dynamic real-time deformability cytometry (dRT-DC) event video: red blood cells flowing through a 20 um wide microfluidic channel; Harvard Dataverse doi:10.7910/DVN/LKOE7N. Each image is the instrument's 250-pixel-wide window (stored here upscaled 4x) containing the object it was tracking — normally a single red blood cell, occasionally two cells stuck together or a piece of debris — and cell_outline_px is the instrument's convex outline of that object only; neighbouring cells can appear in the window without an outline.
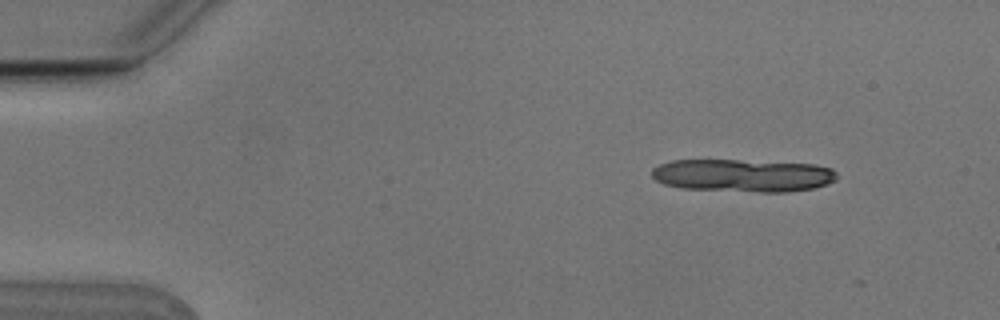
{"species": "Egyptian fruit bat (a non-hibernating species)", "species_latin": "Rousettus aegyptiacus", "temperature_condition": "cold", "stored_images_in_passage": 4, "camera_frame_rate_fps": 3000, "um_per_image_px": 0.085, "animal": {"sex": "male"}, "frame": {"image": 1, "passage_image": 2, "time_ms": 0.333, "image_size_px": [1000, 320], "cell_outline_px": [[836, 180], [828, 184], [812, 188], [788, 192], [760, 192], [680, 188], [664, 184], [656, 180], [652, 176], [652, 168], [660, 164], [672, 160], [736, 160], [812, 164], [832, 168], [836, 172]], "centroid_in_image_um": [63.14, 14.91], "position_along_channel_um": 21.9, "area_um2": 35.32}}